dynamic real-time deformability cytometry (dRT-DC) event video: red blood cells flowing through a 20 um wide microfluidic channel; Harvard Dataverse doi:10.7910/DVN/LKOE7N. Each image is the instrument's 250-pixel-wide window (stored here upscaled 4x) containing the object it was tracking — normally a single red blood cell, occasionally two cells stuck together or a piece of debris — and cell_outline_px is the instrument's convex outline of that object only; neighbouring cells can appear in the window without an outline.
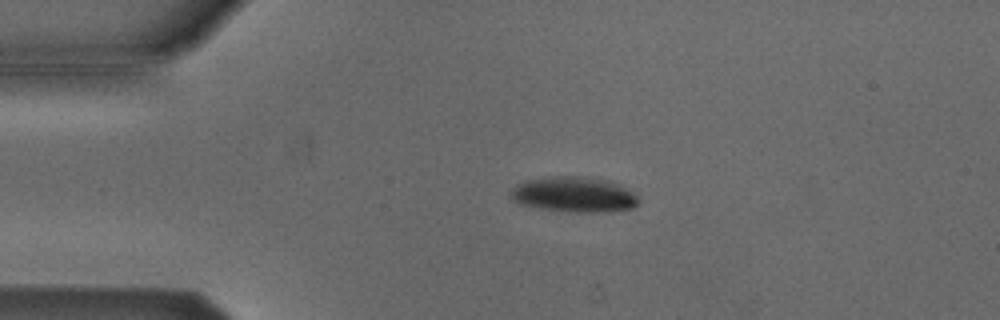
{"species": "Egyptian fruit bat (a non-hibernating species)", "species_latin": "Rousettus aegyptiacus", "temperature_condition": "cold", "stored_images_in_passage": 43, "camera_frame_rate_fps": 3000, "um_per_image_px": 0.085, "animal": {"sex": "male"}, "frame": {"image": 1, "passage_image": 1, "time_ms": 0.0, "image_size_px": [1000, 320], "cell_outline_px": [[636, 204], [632, 208], [604, 212], [576, 212], [540, 208], [520, 204], [512, 200], [508, 196], [508, 192], [516, 184], [528, 180], [552, 176], [576, 176], [608, 180], [632, 192], [636, 196]], "centroid_in_image_um": [48.7, 16.53], "position_along_channel_um": 36.3, "area_um2": 26.07}}
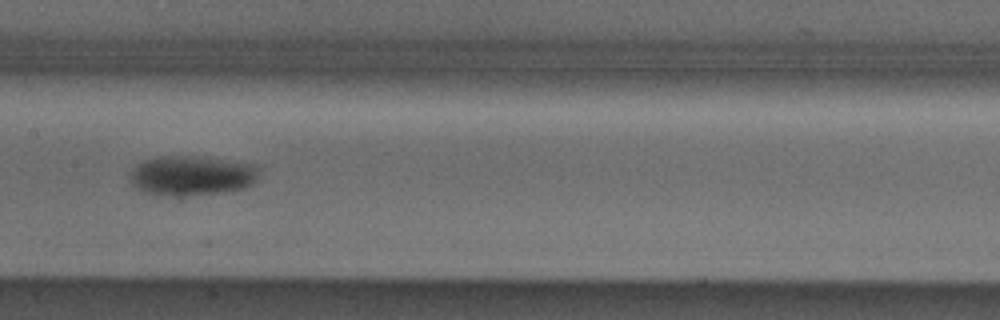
{"frame": {"image": 2, "passage_image": 16, "time_ms": 5.0, "image_size_px": [1000, 320], "cell_outline_px": [[256, 180], [252, 184], [244, 188], [220, 192], [168, 196], [156, 196], [136, 188], [128, 180], [128, 172], [136, 164], [144, 160], [156, 156], [196, 156], [256, 164]], "centroid_in_image_um": [16.19, 14.91], "position_along_channel_um": 191.2, "area_um2": 30.0}}
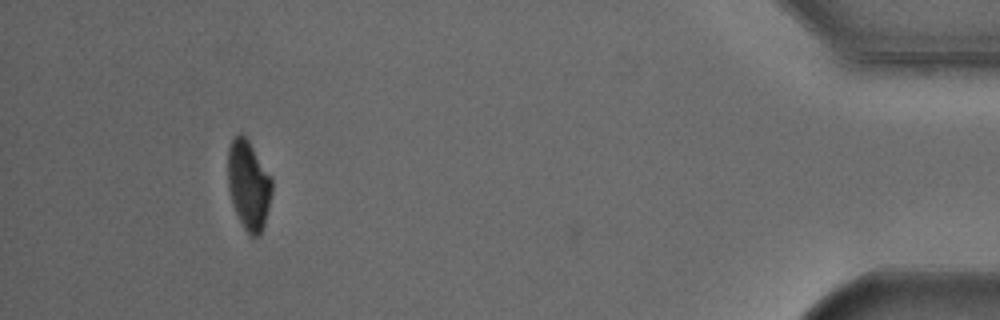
{"frame": {"image": 3, "passage_image": 39, "time_ms": 12.667, "image_size_px": [1000, 320], "cell_outline_px": [[272, 192], [264, 224], [260, 232], [256, 236], [252, 236], [244, 228], [232, 204], [228, 188], [228, 148], [232, 136], [236, 132], [240, 132], [248, 140], [272, 176]], "centroid_in_image_um": [21.12, 15.65], "position_along_channel_um": 414.1, "area_um2": 22.95}, "authors_computed_cell_mechanics": {"area_um2": 27.166, "velocity_mm_per_s": 3.8152, "shape_relaxation_time_tau1_ms": 5.387, "shape_relaxation_time_tau2_ms": null, "deformation_change_tau1": 0.1371, "deformation_change_tau2": null}}